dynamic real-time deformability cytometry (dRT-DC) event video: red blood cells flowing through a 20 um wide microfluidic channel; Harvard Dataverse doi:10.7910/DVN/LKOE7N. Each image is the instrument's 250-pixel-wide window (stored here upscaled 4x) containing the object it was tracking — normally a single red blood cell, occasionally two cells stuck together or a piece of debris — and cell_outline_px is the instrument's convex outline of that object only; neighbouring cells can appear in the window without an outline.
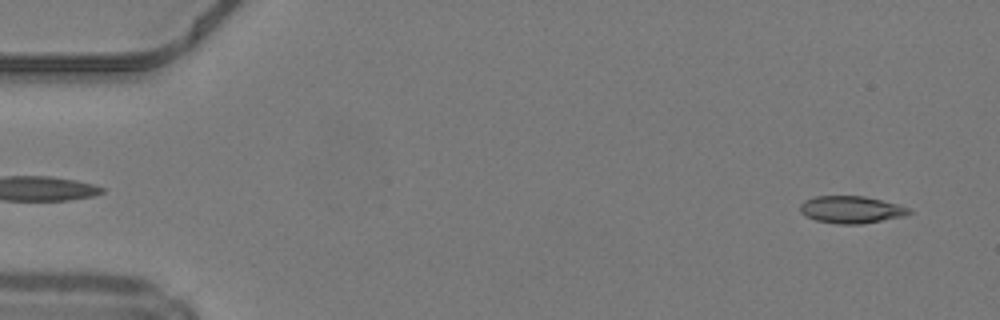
{"species": "common noctule bat (a hibernating species)", "species_latin": "Nyctalus noctula", "temperature_condition": "warm", "stored_images_in_passage": 48, "camera_frame_rate_fps": 3000, "um_per_image_px": 0.085, "animal": {"sex": "male", "body_mass_g": 19.2, "forearm_length_mm": 51.8}, "frame": {"image": 1, "passage_image": 2, "time_ms": 0.333, "image_size_px": [1000, 320], "cell_outline_px": [[912, 212], [908, 216], [860, 224], [836, 224], [816, 220], [804, 216], [800, 212], [800, 204], [804, 200], [816, 196], [864, 196], [896, 204], [908, 208]], "centroid_in_image_um": [72.33, 17.83], "position_along_channel_um": 12.7, "area_um2": 17.34}}
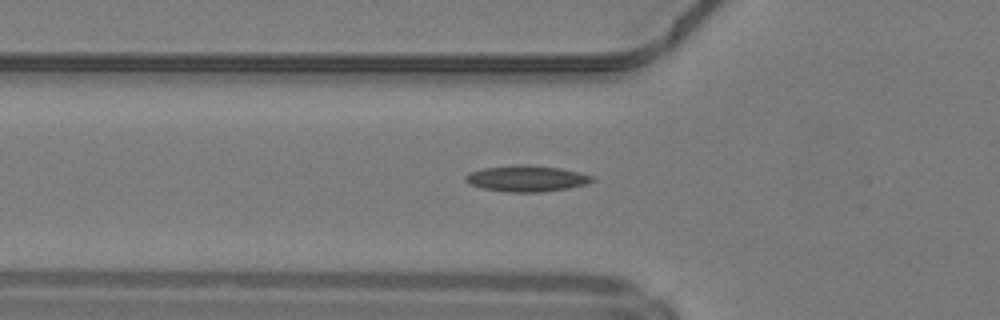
{"frame": {"image": 2, "passage_image": 16, "time_ms": 5.0, "image_size_px": [1000, 320], "cell_outline_px": [[596, 180], [588, 184], [568, 188], [540, 192], [508, 192], [484, 188], [468, 184], [464, 180], [464, 176], [468, 172], [484, 168], [516, 164], [560, 168], [580, 172], [592, 176]], "centroid_in_image_um": [44.75, 15.17], "position_along_channel_um": 81.0, "area_um2": 19.31}}
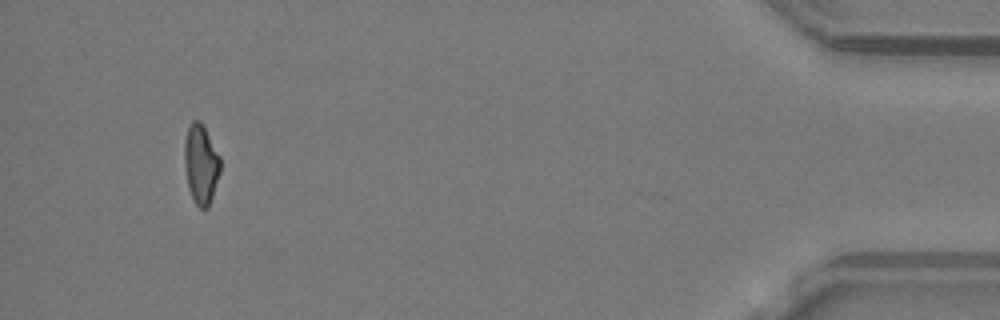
{"frame": {"image": 3, "passage_image": 45, "time_ms": 14.667, "image_size_px": [1000, 320], "cell_outline_px": [[220, 172], [208, 208], [200, 208], [196, 204], [188, 188], [184, 164], [184, 140], [188, 128], [192, 120], [200, 120], [220, 156]], "centroid_in_image_um": [17.06, 13.94], "position_along_channel_um": 418.1, "area_um2": 16.53}, "authors_computed_cell_mechanics": {"area_um2": 17.4267, "velocity_mm_per_s": 4.2382, "shape_relaxation_time_tau1_ms": null, "shape_relaxation_time_tau2_ms": 10.6297, "deformation_change_tau1": null, "deformation_change_tau2": 0.2359}}